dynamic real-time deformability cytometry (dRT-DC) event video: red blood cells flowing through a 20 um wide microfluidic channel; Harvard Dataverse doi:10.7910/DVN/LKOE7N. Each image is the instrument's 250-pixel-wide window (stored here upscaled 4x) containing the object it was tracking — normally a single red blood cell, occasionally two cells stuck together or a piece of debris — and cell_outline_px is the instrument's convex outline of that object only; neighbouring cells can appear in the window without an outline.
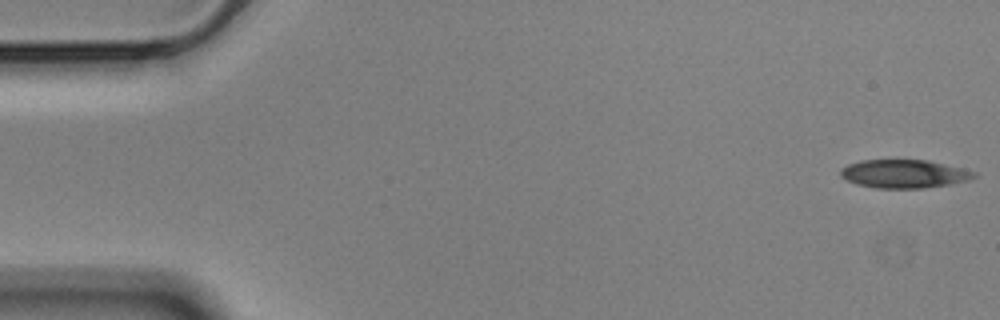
{"species": "Egyptian fruit bat (a non-hibernating species)", "species_latin": "Rousettus aegyptiacus", "temperature_condition": "cold", "stored_images_in_passage": 20, "camera_frame_rate_fps": 3000, "um_per_image_px": 0.085, "animal": {"sex": "male"}, "frame": {"image": 1, "passage_image": 1, "time_ms": 0.0, "image_size_px": [1000, 320], "cell_outline_px": [[976, 176], [968, 180], [948, 184], [924, 188], [876, 188], [856, 184], [840, 176], [840, 168], [848, 164], [860, 160], [928, 160], [976, 172]], "centroid_in_image_um": [76.8, 14.77], "position_along_channel_um": 8.2, "area_um2": 21.91}}
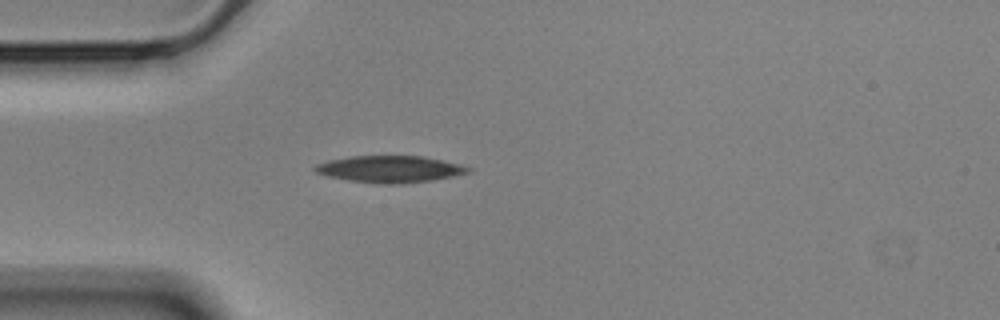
{"frame": {"image": 2, "passage_image": 15, "time_ms": 4.667, "image_size_px": [1000, 320], "cell_outline_px": [[472, 172], [432, 180], [400, 184], [380, 184], [348, 180], [328, 176], [316, 172], [312, 168], [316, 164], [328, 160], [348, 156], [424, 156], [444, 160], [460, 164], [472, 168]], "centroid_in_image_um": [33.15, 14.37], "position_along_channel_um": 51.8, "area_um2": 24.04}}
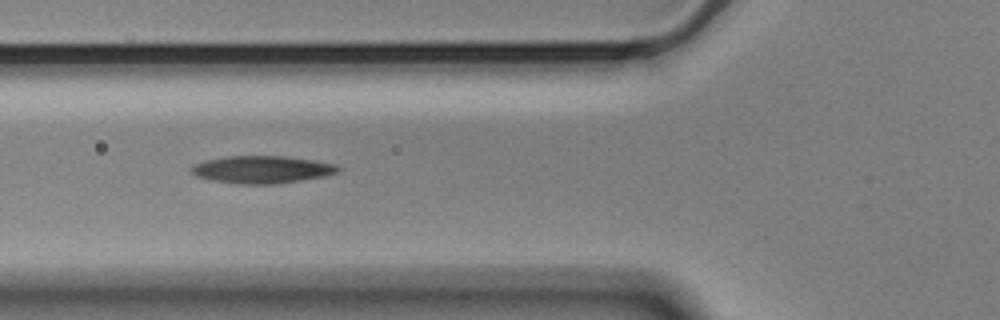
{"frame": {"image": 3, "passage_image": 20, "time_ms": 6.333, "image_size_px": [1000, 320], "cell_outline_px": [[340, 168], [336, 172], [324, 176], [300, 180], [272, 184], [240, 184], [212, 180], [196, 176], [188, 168], [192, 164], [204, 160], [224, 156], [288, 156], [336, 164]], "centroid_in_image_um": [22.2, 14.4], "position_along_channel_um": 103.6, "area_um2": 23.47}}